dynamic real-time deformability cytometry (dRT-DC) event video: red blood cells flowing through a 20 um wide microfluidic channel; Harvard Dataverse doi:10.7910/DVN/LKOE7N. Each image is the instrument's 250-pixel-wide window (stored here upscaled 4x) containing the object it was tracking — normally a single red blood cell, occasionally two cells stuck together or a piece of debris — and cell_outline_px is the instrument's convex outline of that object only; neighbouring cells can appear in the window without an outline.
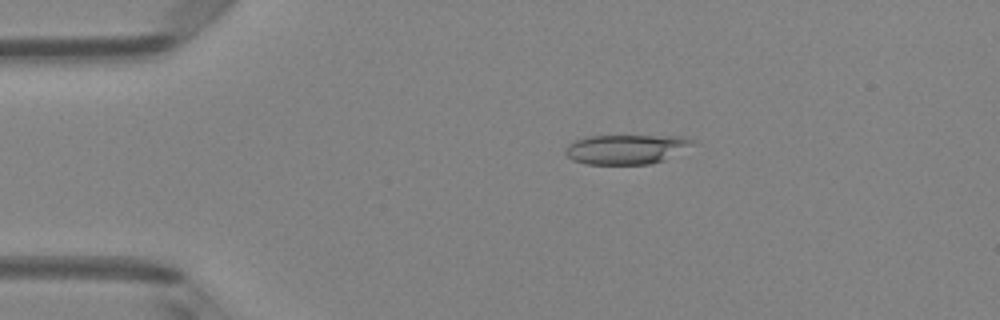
{"species": "Egyptian fruit bat (a non-hibernating species)", "species_latin": "Rousettus aegyptiacus", "temperature_condition": "room temperature", "stored_images_in_passage": 40, "camera_frame_rate_fps": 3000, "um_per_image_px": 0.085, "animal": {"sex": "female"}, "frame": {"image": 1, "passage_image": 1, "time_ms": 0.0, "image_size_px": [1000, 320], "cell_outline_px": [[696, 140], [692, 144], [664, 160], [648, 164], [588, 164], [572, 160], [564, 152], [564, 148], [568, 144], [584, 136], [684, 136]], "centroid_in_image_um": [53.17, 12.67], "position_along_channel_um": 31.8, "area_um2": 21.79}}
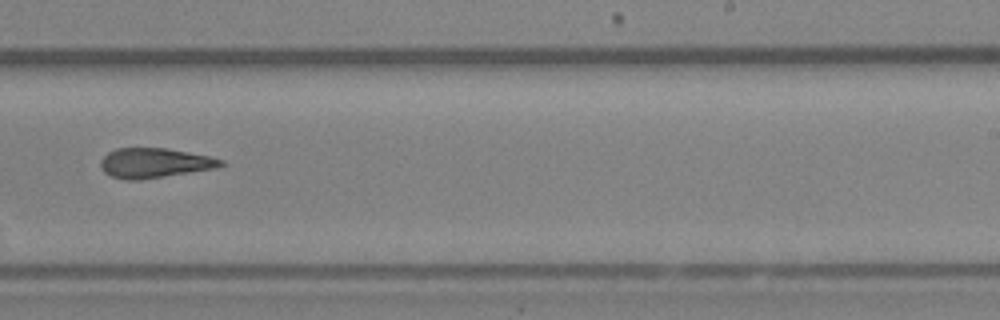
{"frame": {"image": 2, "passage_image": 22, "time_ms": 7.0, "image_size_px": [1000, 320], "cell_outline_px": [[224, 164], [216, 168], [140, 180], [124, 180], [112, 176], [104, 172], [100, 168], [100, 160], [108, 152], [116, 148], [168, 148], [208, 156], [224, 160]], "centroid_in_image_um": [13.1, 13.85], "position_along_channel_um": 275.9, "area_um2": 20.87}}
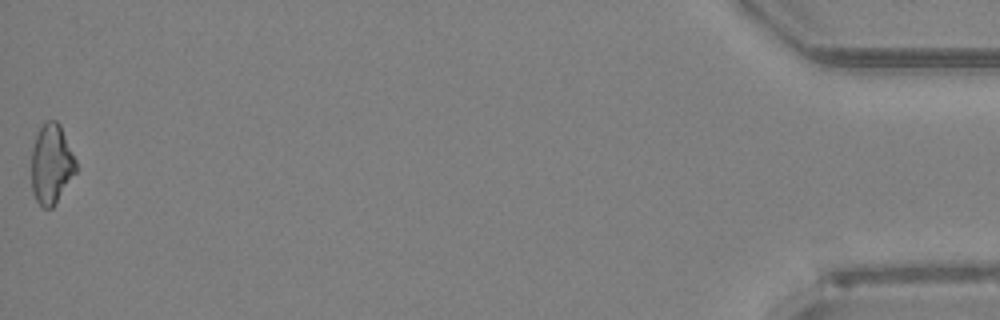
{"frame": {"image": 3, "passage_image": 40, "time_ms": 13.0, "image_size_px": [1000, 320], "cell_outline_px": [[76, 172], [52, 208], [44, 208], [36, 200], [32, 192], [32, 148], [36, 136], [44, 120], [56, 120], [60, 124], [76, 160]], "centroid_in_image_um": [4.36, 13.92], "position_along_channel_um": 430.8, "area_um2": 20.58}, "authors_computed_cell_mechanics": {"area_um2": 21.0681, "velocity_mm_per_s": 4.1782, "shape_relaxation_time_tau1_ms": null, "shape_relaxation_time_tau2_ms": 4.5521, "deformation_change_tau1": null, "deformation_change_tau2": 0.1642}}